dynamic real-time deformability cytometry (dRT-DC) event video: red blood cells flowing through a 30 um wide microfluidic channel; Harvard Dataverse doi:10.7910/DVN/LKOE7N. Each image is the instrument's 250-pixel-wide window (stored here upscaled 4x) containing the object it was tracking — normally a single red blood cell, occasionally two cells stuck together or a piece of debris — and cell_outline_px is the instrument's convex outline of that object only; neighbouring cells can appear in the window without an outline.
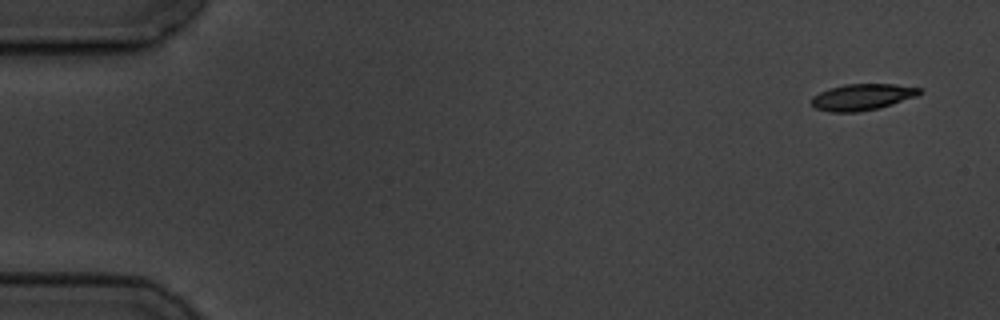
{"species": "common noctule bat (a hibernating species)", "species_latin": "Nyctalus noctula", "temperature_condition": "cold", "stored_images_in_passage": 5, "camera_frame_rate_fps": 3000, "um_per_image_px": 0.085, "animal": {"sex": "male", "body_mass_g": 19.5, "forearm_length_mm": 54.6}, "frame": {"image": 1, "passage_image": 1, "time_ms": 0.0, "image_size_px": [1000, 320], "cell_outline_px": [[924, 92], [916, 96], [880, 108], [860, 112], [828, 112], [816, 108], [812, 104], [812, 96], [828, 88], [844, 84], [896, 84], [924, 88]], "centroid_in_image_um": [73.32, 8.24], "position_along_channel_um": 11.7, "area_um2": 16.82}}
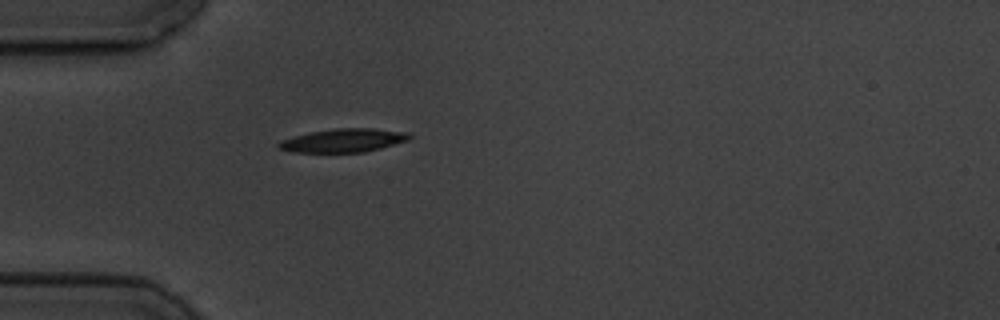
{"frame": {"image": 2, "passage_image": 5, "time_ms": 4.667, "image_size_px": [1000, 320], "cell_outline_px": [[412, 136], [408, 140], [380, 148], [364, 152], [292, 152], [276, 148], [276, 144], [280, 140], [308, 132], [336, 128], [372, 128], [408, 132]], "centroid_in_image_um": [29.14, 11.93], "position_along_channel_um": 55.9, "area_um2": 17.98}}